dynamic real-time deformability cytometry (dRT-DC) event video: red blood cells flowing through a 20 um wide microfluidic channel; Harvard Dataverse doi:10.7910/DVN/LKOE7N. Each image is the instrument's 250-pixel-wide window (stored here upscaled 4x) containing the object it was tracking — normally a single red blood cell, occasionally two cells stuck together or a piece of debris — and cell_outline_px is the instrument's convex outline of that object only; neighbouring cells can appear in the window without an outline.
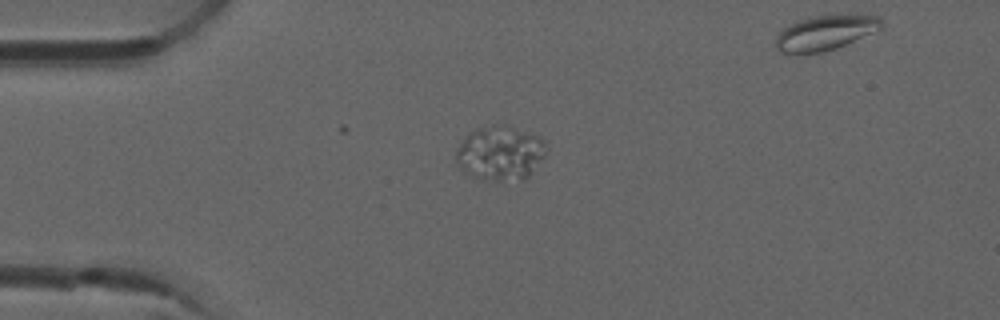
{"species": "common noctule bat (a hibernating species)", "species_latin": "Nyctalus noctula", "temperature_condition": "room temperature", "stored_images_in_passage": 2, "camera_frame_rate_fps": 3000, "um_per_image_px": 0.085, "animal": {"sex": "male", "forearm_length_mm": 52.5}, "frame": {"image": 1, "passage_image": 1, "time_ms": 0.0, "image_size_px": [1000, 320], "cell_outline_px": [[544, 156], [528, 176], [524, 180], [484, 180], [472, 176], [464, 172], [460, 168], [456, 160], [456, 148], [468, 132], [476, 128], [500, 124], [504, 124], [540, 136], [544, 140]], "centroid_in_image_um": [42.48, 13.0], "position_along_channel_um": 42.5, "area_um2": 28.61}}